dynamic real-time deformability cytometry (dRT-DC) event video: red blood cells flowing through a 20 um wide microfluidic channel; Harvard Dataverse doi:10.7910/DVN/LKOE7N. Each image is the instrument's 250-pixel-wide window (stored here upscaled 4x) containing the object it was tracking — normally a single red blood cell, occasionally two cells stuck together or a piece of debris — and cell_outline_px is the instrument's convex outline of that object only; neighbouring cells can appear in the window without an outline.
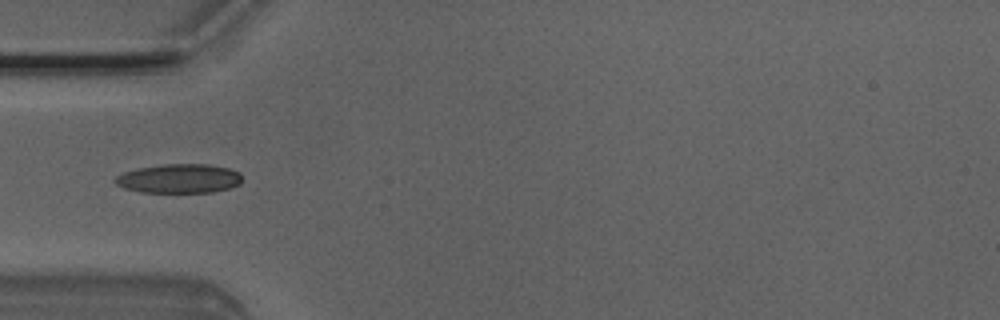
{"species": "Egyptian fruit bat (a non-hibernating species)", "species_latin": "Rousettus aegyptiacus", "temperature_condition": "room temperature", "stored_images_in_passage": 3, "camera_frame_rate_fps": 3000, "um_per_image_px": 0.085, "animal": {"sex": "male"}, "frame": {"image": 1, "passage_image": 3, "time_ms": 0.667, "image_size_px": [1000, 320], "cell_outline_px": [[240, 184], [232, 188], [212, 192], [140, 192], [124, 188], [116, 184], [112, 180], [116, 176], [124, 172], [136, 168], [164, 164], [208, 164], [228, 168], [240, 172]], "centroid_in_image_um": [15.21, 15.17], "position_along_channel_um": 69.8, "area_um2": 21.68}}